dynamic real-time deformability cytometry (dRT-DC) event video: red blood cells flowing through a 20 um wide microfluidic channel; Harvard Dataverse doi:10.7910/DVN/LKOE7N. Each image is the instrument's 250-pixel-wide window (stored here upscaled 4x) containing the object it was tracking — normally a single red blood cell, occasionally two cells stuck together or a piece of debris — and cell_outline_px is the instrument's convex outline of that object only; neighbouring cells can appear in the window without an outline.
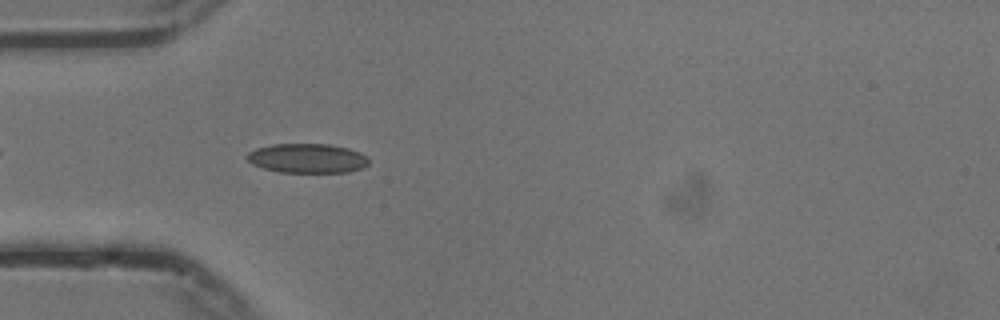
{"species": "common noctule bat (a hibernating species)", "species_latin": "Nyctalus noctula", "temperature_condition": "cold", "stored_images_in_passage": 42, "camera_frame_rate_fps": 3000, "um_per_image_px": 0.085, "animal": {"sex": "male", "body_mass_g": 13.3}, "frame": {"image": 1, "passage_image": 4, "time_ms": 1.0, "image_size_px": [1000, 320], "cell_outline_px": [[368, 164], [364, 168], [348, 172], [280, 172], [264, 168], [252, 164], [244, 156], [248, 152], [256, 148], [272, 144], [328, 144], [348, 148], [360, 152], [368, 156]], "centroid_in_image_um": [26.13, 13.45], "position_along_channel_um": 58.9, "area_um2": 20.98}}
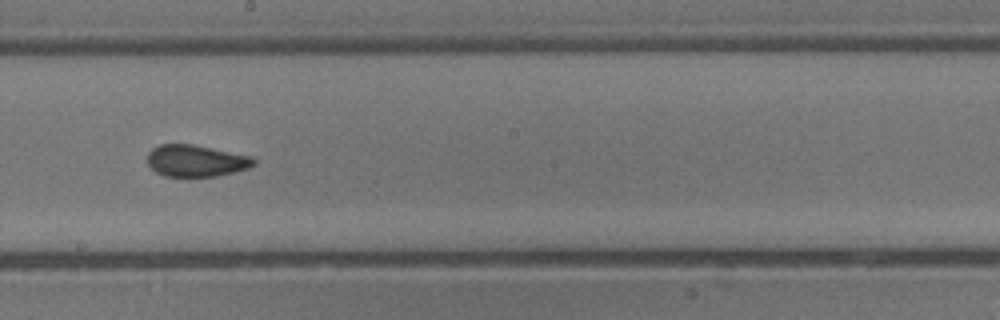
{"frame": {"image": 2, "passage_image": 18, "time_ms": 5.667, "image_size_px": [1000, 320], "cell_outline_px": [[256, 164], [248, 168], [236, 172], [216, 176], [164, 176], [156, 172], [148, 164], [148, 152], [152, 148], [160, 144], [192, 144], [252, 156], [256, 160]], "centroid_in_image_um": [16.68, 13.66], "position_along_channel_um": 231.5, "area_um2": 19.71}}
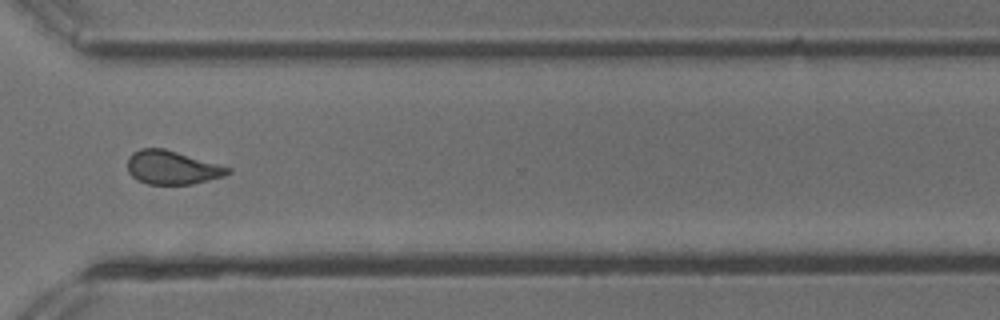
{"frame": {"image": 3, "passage_image": 28, "time_ms": 9.0, "image_size_px": [1000, 320], "cell_outline_px": [[232, 172], [224, 176], [192, 184], [148, 184], [136, 180], [128, 172], [128, 156], [132, 152], [140, 148], [164, 148], [232, 168]], "centroid_in_image_um": [14.61, 14.24], "position_along_channel_um": 356.0, "area_um2": 19.71}, "authors_computed_cell_mechanics": {"area_um2": 19.941, "velocity_mm_per_s": 3.741, "shape_relaxation_time_tau1_ms": 10.0995, "shape_relaxation_time_tau2_ms": 1.9842, "deformation_change_tau1": 0.1687, "deformation_change_tau2": 0.069}}